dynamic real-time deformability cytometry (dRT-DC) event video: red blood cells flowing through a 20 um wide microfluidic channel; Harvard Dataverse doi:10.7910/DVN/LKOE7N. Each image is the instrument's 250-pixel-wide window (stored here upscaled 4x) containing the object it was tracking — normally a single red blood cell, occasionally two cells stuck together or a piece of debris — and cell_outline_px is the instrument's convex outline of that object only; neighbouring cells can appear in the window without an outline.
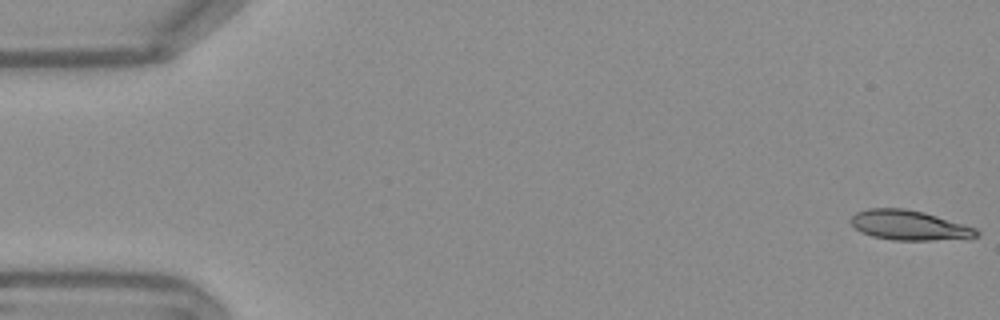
{"species": "Egyptian fruit bat (a non-hibernating species)", "species_latin": "Rousettus aegyptiacus", "temperature_condition": "warm", "stored_images_in_passage": 53, "camera_frame_rate_fps": 3000, "um_per_image_px": 0.085, "frame": {"image": 1, "passage_image": 1, "time_ms": 0.0, "image_size_px": [1000, 320], "cell_outline_px": [[980, 236], [968, 240], [892, 240], [872, 236], [860, 232], [848, 220], [856, 212], [868, 208], [904, 208], [924, 212], [964, 224], [976, 228], [980, 232]], "centroid_in_image_um": [77.34, 19.16], "position_along_channel_um": 7.7, "area_um2": 22.31}}
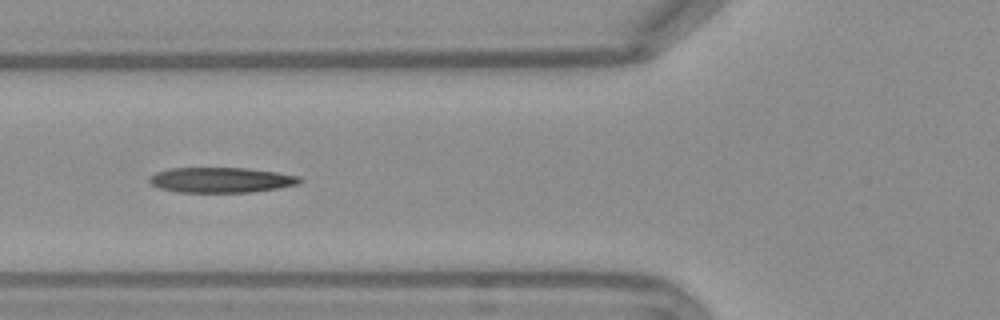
{"frame": {"image": 2, "passage_image": 20, "time_ms": 6.333, "image_size_px": [1000, 320], "cell_outline_px": [[304, 180], [300, 184], [276, 188], [248, 192], [180, 192], [160, 188], [152, 184], [148, 180], [148, 176], [156, 172], [172, 168], [248, 168], [276, 172], [300, 176]], "centroid_in_image_um": [18.81, 15.29], "position_along_channel_um": 107.0, "area_um2": 22.08}}
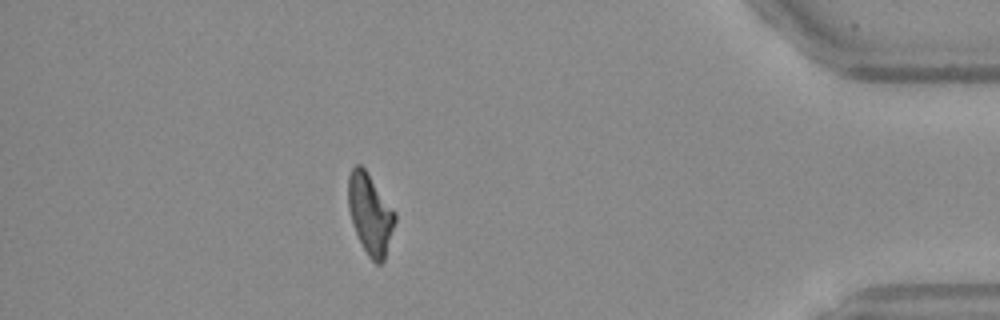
{"frame": {"image": 3, "passage_image": 47, "time_ms": 15.333, "image_size_px": [1000, 320], "cell_outline_px": [[396, 220], [384, 260], [380, 264], [376, 264], [368, 256], [356, 232], [348, 208], [348, 176], [352, 168], [356, 164], [360, 164], [368, 172], [396, 212]], "centroid_in_image_um": [31.47, 18.15], "position_along_channel_um": 403.7, "area_um2": 21.85}, "authors_computed_cell_mechanics": {"area_um2": 22.253, "velocity_mm_per_s": 3.8083, "shape_relaxation_time_tau1_ms": 9.3204, "shape_relaxation_time_tau2_ms": 2.3879, "deformation_change_tau1": 0.2805, "deformation_change_tau2": 0.1253}}